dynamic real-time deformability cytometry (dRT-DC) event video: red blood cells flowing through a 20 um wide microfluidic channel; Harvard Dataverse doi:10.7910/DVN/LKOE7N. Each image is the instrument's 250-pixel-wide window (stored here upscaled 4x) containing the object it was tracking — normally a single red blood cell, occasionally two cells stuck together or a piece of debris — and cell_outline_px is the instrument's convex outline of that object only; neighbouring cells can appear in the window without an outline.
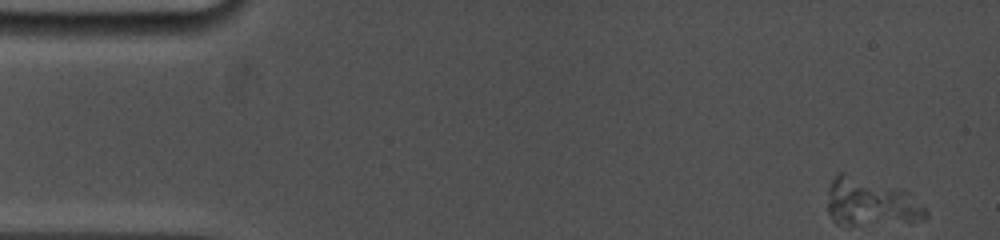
{"species": "common noctule bat (a hibernating species)", "species_latin": "Nyctalus noctula", "temperature_condition": "cold", "stored_images_in_passage": 18, "camera_frame_rate_fps": 5000, "um_per_image_px": 0.085, "animal": {"sex": "female", "body_mass_g": 19.0, "forearm_length_mm": 53.3}, "frame": {"image": 1, "passage_image": 1, "time_ms": 0.0, "image_size_px": [1000, 240], "cell_outline_px": [[928, 216], [924, 220], [856, 224], [836, 224], [832, 220], [828, 212], [828, 188], [832, 180], [840, 172], [844, 172], [904, 188], [928, 212]], "centroid_in_image_um": [73.99, 17.15], "position_along_channel_um": 11.0, "area_um2": 27.22}}